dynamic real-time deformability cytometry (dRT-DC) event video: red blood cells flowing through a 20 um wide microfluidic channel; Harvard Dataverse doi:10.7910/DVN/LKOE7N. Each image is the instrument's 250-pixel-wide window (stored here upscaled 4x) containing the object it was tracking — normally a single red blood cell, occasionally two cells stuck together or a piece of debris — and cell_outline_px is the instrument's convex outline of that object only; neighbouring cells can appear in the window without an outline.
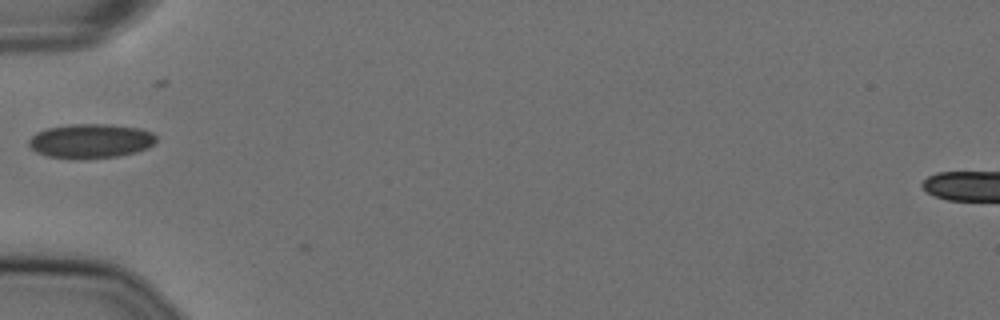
{"species": "Egyptian fruit bat (a non-hibernating species)", "species_latin": "Rousettus aegyptiacus", "temperature_condition": "cold", "stored_images_in_passage": 3, "camera_frame_rate_fps": 3000, "um_per_image_px": 0.085, "animal": {"sex": "female"}, "frame": {"image": 1, "passage_image": 1, "time_ms": 0.0, "image_size_px": [1000, 320], "cell_outline_px": [[156, 140], [148, 148], [136, 152], [116, 156], [48, 156], [36, 152], [28, 144], [28, 140], [36, 132], [48, 128], [68, 124], [108, 124], [140, 128], [152, 132], [156, 136]], "centroid_in_image_um": [7.73, 11.93], "position_along_channel_um": 77.3, "area_um2": 24.68}}